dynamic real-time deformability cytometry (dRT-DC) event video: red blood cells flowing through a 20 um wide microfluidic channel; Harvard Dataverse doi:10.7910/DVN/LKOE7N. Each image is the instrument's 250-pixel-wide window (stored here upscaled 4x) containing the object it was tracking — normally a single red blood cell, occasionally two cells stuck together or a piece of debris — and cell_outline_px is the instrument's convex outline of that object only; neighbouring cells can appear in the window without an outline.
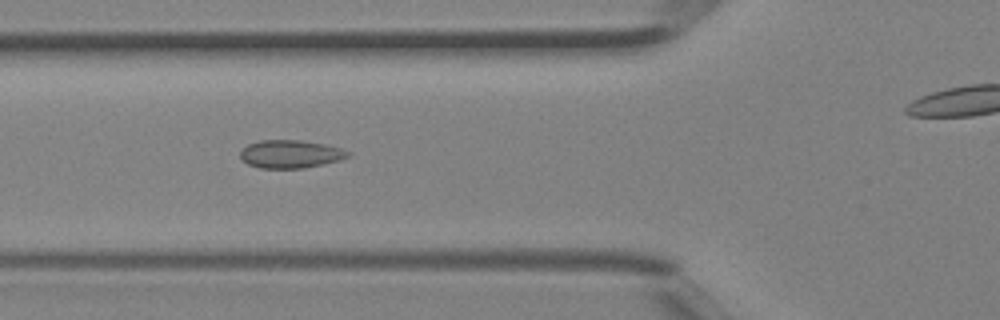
{"species": "Egyptian fruit bat (a non-hibernating species)", "species_latin": "Rousettus aegyptiacus", "temperature_condition": "room temperature", "stored_images_in_passage": 35, "camera_frame_rate_fps": 3000, "um_per_image_px": 0.085, "animal": {"sex": "female"}, "frame": {"image": 1, "passage_image": 8, "time_ms": 2.333, "image_size_px": [1000, 320], "cell_outline_px": [[352, 152], [348, 156], [340, 160], [304, 168], [260, 168], [248, 164], [240, 156], [240, 152], [248, 144], [260, 140], [300, 140], [324, 144], [340, 148]], "centroid_in_image_um": [24.7, 13.09], "position_along_channel_um": 101.1, "area_um2": 17.46}}
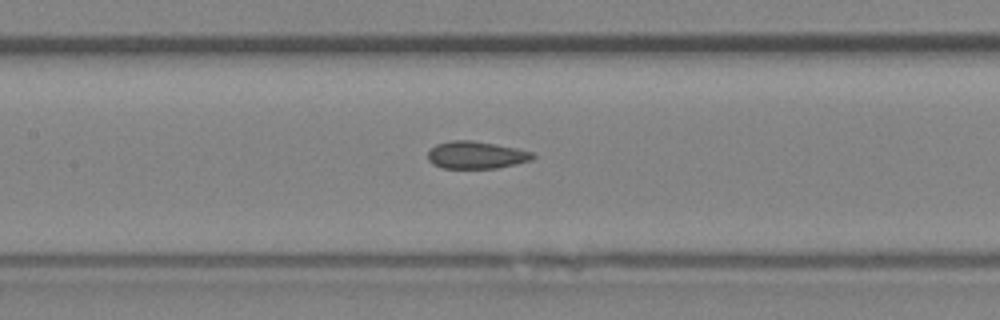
{"frame": {"image": 2, "passage_image": 12, "time_ms": 3.667, "image_size_px": [1000, 320], "cell_outline_px": [[536, 156], [532, 160], [516, 164], [496, 168], [444, 168], [432, 164], [428, 160], [428, 152], [436, 144], [452, 140], [472, 140], [496, 144], [516, 148], [532, 152]], "centroid_in_image_um": [40.48, 13.17], "position_along_channel_um": 166.9, "area_um2": 16.76}}
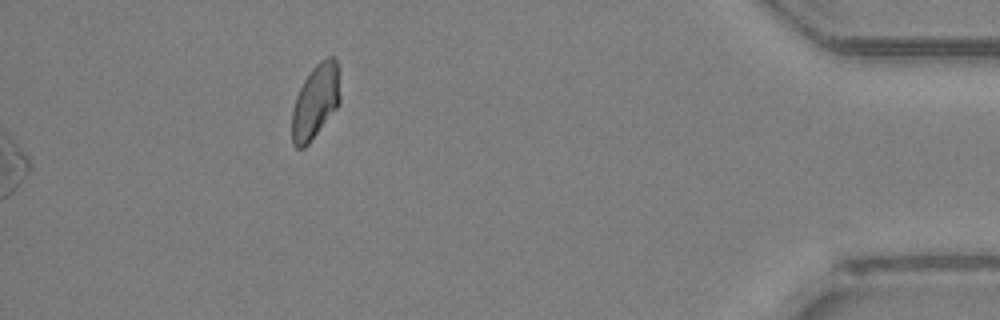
{"frame": {"image": 3, "passage_image": 35, "time_ms": 11.333, "image_size_px": [1000, 320], "cell_outline_px": [[340, 104], [308, 144], [304, 148], [296, 148], [292, 144], [292, 108], [296, 96], [304, 80], [312, 68], [320, 60], [328, 56], [332, 56], [336, 60], [340, 96]], "centroid_in_image_um": [26.8, 8.64], "position_along_channel_um": 408.4, "area_um2": 20.75}}